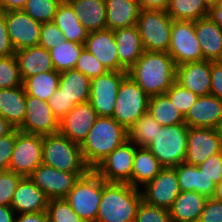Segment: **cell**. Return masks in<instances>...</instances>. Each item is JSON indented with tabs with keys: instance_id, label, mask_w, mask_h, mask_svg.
Masks as SVG:
<instances>
[{
	"instance_id": "obj_53",
	"label": "cell",
	"mask_w": 222,
	"mask_h": 222,
	"mask_svg": "<svg viewBox=\"0 0 222 222\" xmlns=\"http://www.w3.org/2000/svg\"><path fill=\"white\" fill-rule=\"evenodd\" d=\"M216 184L198 169L197 193H201L207 198H211Z\"/></svg>"
},
{
	"instance_id": "obj_50",
	"label": "cell",
	"mask_w": 222,
	"mask_h": 222,
	"mask_svg": "<svg viewBox=\"0 0 222 222\" xmlns=\"http://www.w3.org/2000/svg\"><path fill=\"white\" fill-rule=\"evenodd\" d=\"M198 222H222V202L208 198Z\"/></svg>"
},
{
	"instance_id": "obj_35",
	"label": "cell",
	"mask_w": 222,
	"mask_h": 222,
	"mask_svg": "<svg viewBox=\"0 0 222 222\" xmlns=\"http://www.w3.org/2000/svg\"><path fill=\"white\" fill-rule=\"evenodd\" d=\"M84 44L64 40L49 50L55 71L63 72L74 69L77 60L84 49Z\"/></svg>"
},
{
	"instance_id": "obj_15",
	"label": "cell",
	"mask_w": 222,
	"mask_h": 222,
	"mask_svg": "<svg viewBox=\"0 0 222 222\" xmlns=\"http://www.w3.org/2000/svg\"><path fill=\"white\" fill-rule=\"evenodd\" d=\"M18 130L42 136L55 134L59 132V120L48 101L26 94V115Z\"/></svg>"
},
{
	"instance_id": "obj_49",
	"label": "cell",
	"mask_w": 222,
	"mask_h": 222,
	"mask_svg": "<svg viewBox=\"0 0 222 222\" xmlns=\"http://www.w3.org/2000/svg\"><path fill=\"white\" fill-rule=\"evenodd\" d=\"M15 145V128L0 138V171L9 170L10 160Z\"/></svg>"
},
{
	"instance_id": "obj_28",
	"label": "cell",
	"mask_w": 222,
	"mask_h": 222,
	"mask_svg": "<svg viewBox=\"0 0 222 222\" xmlns=\"http://www.w3.org/2000/svg\"><path fill=\"white\" fill-rule=\"evenodd\" d=\"M107 29L113 31L137 24L140 7L137 0H105Z\"/></svg>"
},
{
	"instance_id": "obj_24",
	"label": "cell",
	"mask_w": 222,
	"mask_h": 222,
	"mask_svg": "<svg viewBox=\"0 0 222 222\" xmlns=\"http://www.w3.org/2000/svg\"><path fill=\"white\" fill-rule=\"evenodd\" d=\"M14 55L22 80L39 73L55 70L49 50L40 45L17 50Z\"/></svg>"
},
{
	"instance_id": "obj_32",
	"label": "cell",
	"mask_w": 222,
	"mask_h": 222,
	"mask_svg": "<svg viewBox=\"0 0 222 222\" xmlns=\"http://www.w3.org/2000/svg\"><path fill=\"white\" fill-rule=\"evenodd\" d=\"M91 79L76 69L60 72L59 88L77 105L90 99Z\"/></svg>"
},
{
	"instance_id": "obj_44",
	"label": "cell",
	"mask_w": 222,
	"mask_h": 222,
	"mask_svg": "<svg viewBox=\"0 0 222 222\" xmlns=\"http://www.w3.org/2000/svg\"><path fill=\"white\" fill-rule=\"evenodd\" d=\"M134 222H171V217L168 209L149 205L142 200Z\"/></svg>"
},
{
	"instance_id": "obj_38",
	"label": "cell",
	"mask_w": 222,
	"mask_h": 222,
	"mask_svg": "<svg viewBox=\"0 0 222 222\" xmlns=\"http://www.w3.org/2000/svg\"><path fill=\"white\" fill-rule=\"evenodd\" d=\"M59 4L56 0H27L22 10L32 19L47 23L53 22Z\"/></svg>"
},
{
	"instance_id": "obj_13",
	"label": "cell",
	"mask_w": 222,
	"mask_h": 222,
	"mask_svg": "<svg viewBox=\"0 0 222 222\" xmlns=\"http://www.w3.org/2000/svg\"><path fill=\"white\" fill-rule=\"evenodd\" d=\"M140 190L145 203L169 210L181 192L176 166L163 167L159 174Z\"/></svg>"
},
{
	"instance_id": "obj_29",
	"label": "cell",
	"mask_w": 222,
	"mask_h": 222,
	"mask_svg": "<svg viewBox=\"0 0 222 222\" xmlns=\"http://www.w3.org/2000/svg\"><path fill=\"white\" fill-rule=\"evenodd\" d=\"M69 3L89 33L107 28L105 0H71Z\"/></svg>"
},
{
	"instance_id": "obj_43",
	"label": "cell",
	"mask_w": 222,
	"mask_h": 222,
	"mask_svg": "<svg viewBox=\"0 0 222 222\" xmlns=\"http://www.w3.org/2000/svg\"><path fill=\"white\" fill-rule=\"evenodd\" d=\"M23 176L13 171H0V206H10L15 190Z\"/></svg>"
},
{
	"instance_id": "obj_22",
	"label": "cell",
	"mask_w": 222,
	"mask_h": 222,
	"mask_svg": "<svg viewBox=\"0 0 222 222\" xmlns=\"http://www.w3.org/2000/svg\"><path fill=\"white\" fill-rule=\"evenodd\" d=\"M49 199L29 177H23L14 193L11 207L16 214L46 211Z\"/></svg>"
},
{
	"instance_id": "obj_26",
	"label": "cell",
	"mask_w": 222,
	"mask_h": 222,
	"mask_svg": "<svg viewBox=\"0 0 222 222\" xmlns=\"http://www.w3.org/2000/svg\"><path fill=\"white\" fill-rule=\"evenodd\" d=\"M0 115L18 129L26 115V92L23 85L0 89Z\"/></svg>"
},
{
	"instance_id": "obj_1",
	"label": "cell",
	"mask_w": 222,
	"mask_h": 222,
	"mask_svg": "<svg viewBox=\"0 0 222 222\" xmlns=\"http://www.w3.org/2000/svg\"><path fill=\"white\" fill-rule=\"evenodd\" d=\"M127 72L149 97L165 94L176 79V65L166 52L144 51Z\"/></svg>"
},
{
	"instance_id": "obj_41",
	"label": "cell",
	"mask_w": 222,
	"mask_h": 222,
	"mask_svg": "<svg viewBox=\"0 0 222 222\" xmlns=\"http://www.w3.org/2000/svg\"><path fill=\"white\" fill-rule=\"evenodd\" d=\"M176 108L185 116L198 99V95L174 82L165 93Z\"/></svg>"
},
{
	"instance_id": "obj_59",
	"label": "cell",
	"mask_w": 222,
	"mask_h": 222,
	"mask_svg": "<svg viewBox=\"0 0 222 222\" xmlns=\"http://www.w3.org/2000/svg\"><path fill=\"white\" fill-rule=\"evenodd\" d=\"M14 127L0 115V138L8 135Z\"/></svg>"
},
{
	"instance_id": "obj_4",
	"label": "cell",
	"mask_w": 222,
	"mask_h": 222,
	"mask_svg": "<svg viewBox=\"0 0 222 222\" xmlns=\"http://www.w3.org/2000/svg\"><path fill=\"white\" fill-rule=\"evenodd\" d=\"M42 164L65 172H88L80 145L58 133L43 135Z\"/></svg>"
},
{
	"instance_id": "obj_33",
	"label": "cell",
	"mask_w": 222,
	"mask_h": 222,
	"mask_svg": "<svg viewBox=\"0 0 222 222\" xmlns=\"http://www.w3.org/2000/svg\"><path fill=\"white\" fill-rule=\"evenodd\" d=\"M148 112L161 126L185 123V116L166 94L151 96Z\"/></svg>"
},
{
	"instance_id": "obj_60",
	"label": "cell",
	"mask_w": 222,
	"mask_h": 222,
	"mask_svg": "<svg viewBox=\"0 0 222 222\" xmlns=\"http://www.w3.org/2000/svg\"><path fill=\"white\" fill-rule=\"evenodd\" d=\"M211 198L222 202V180L216 184L214 193Z\"/></svg>"
},
{
	"instance_id": "obj_19",
	"label": "cell",
	"mask_w": 222,
	"mask_h": 222,
	"mask_svg": "<svg viewBox=\"0 0 222 222\" xmlns=\"http://www.w3.org/2000/svg\"><path fill=\"white\" fill-rule=\"evenodd\" d=\"M175 82L198 96L210 95L211 61L202 60L176 66Z\"/></svg>"
},
{
	"instance_id": "obj_18",
	"label": "cell",
	"mask_w": 222,
	"mask_h": 222,
	"mask_svg": "<svg viewBox=\"0 0 222 222\" xmlns=\"http://www.w3.org/2000/svg\"><path fill=\"white\" fill-rule=\"evenodd\" d=\"M97 117L98 115L89 101L79 103L59 120V133L81 145Z\"/></svg>"
},
{
	"instance_id": "obj_42",
	"label": "cell",
	"mask_w": 222,
	"mask_h": 222,
	"mask_svg": "<svg viewBox=\"0 0 222 222\" xmlns=\"http://www.w3.org/2000/svg\"><path fill=\"white\" fill-rule=\"evenodd\" d=\"M74 69L78 70L90 79L108 72L105 66L86 48L81 51Z\"/></svg>"
},
{
	"instance_id": "obj_57",
	"label": "cell",
	"mask_w": 222,
	"mask_h": 222,
	"mask_svg": "<svg viewBox=\"0 0 222 222\" xmlns=\"http://www.w3.org/2000/svg\"><path fill=\"white\" fill-rule=\"evenodd\" d=\"M209 16L222 28V0L209 9Z\"/></svg>"
},
{
	"instance_id": "obj_8",
	"label": "cell",
	"mask_w": 222,
	"mask_h": 222,
	"mask_svg": "<svg viewBox=\"0 0 222 222\" xmlns=\"http://www.w3.org/2000/svg\"><path fill=\"white\" fill-rule=\"evenodd\" d=\"M149 96L127 75L119 86L112 117L127 130L148 112Z\"/></svg>"
},
{
	"instance_id": "obj_54",
	"label": "cell",
	"mask_w": 222,
	"mask_h": 222,
	"mask_svg": "<svg viewBox=\"0 0 222 222\" xmlns=\"http://www.w3.org/2000/svg\"><path fill=\"white\" fill-rule=\"evenodd\" d=\"M15 222H48L46 211L16 214Z\"/></svg>"
},
{
	"instance_id": "obj_63",
	"label": "cell",
	"mask_w": 222,
	"mask_h": 222,
	"mask_svg": "<svg viewBox=\"0 0 222 222\" xmlns=\"http://www.w3.org/2000/svg\"><path fill=\"white\" fill-rule=\"evenodd\" d=\"M58 1L59 3H69L71 0H56Z\"/></svg>"
},
{
	"instance_id": "obj_52",
	"label": "cell",
	"mask_w": 222,
	"mask_h": 222,
	"mask_svg": "<svg viewBox=\"0 0 222 222\" xmlns=\"http://www.w3.org/2000/svg\"><path fill=\"white\" fill-rule=\"evenodd\" d=\"M210 95L222 100V61H211Z\"/></svg>"
},
{
	"instance_id": "obj_36",
	"label": "cell",
	"mask_w": 222,
	"mask_h": 222,
	"mask_svg": "<svg viewBox=\"0 0 222 222\" xmlns=\"http://www.w3.org/2000/svg\"><path fill=\"white\" fill-rule=\"evenodd\" d=\"M166 12L173 20L197 21L209 16L202 0H170Z\"/></svg>"
},
{
	"instance_id": "obj_23",
	"label": "cell",
	"mask_w": 222,
	"mask_h": 222,
	"mask_svg": "<svg viewBox=\"0 0 222 222\" xmlns=\"http://www.w3.org/2000/svg\"><path fill=\"white\" fill-rule=\"evenodd\" d=\"M195 35L203 60L222 61V28L210 16L195 21Z\"/></svg>"
},
{
	"instance_id": "obj_2",
	"label": "cell",
	"mask_w": 222,
	"mask_h": 222,
	"mask_svg": "<svg viewBox=\"0 0 222 222\" xmlns=\"http://www.w3.org/2000/svg\"><path fill=\"white\" fill-rule=\"evenodd\" d=\"M141 201L139 188L102 179V196L96 222H134Z\"/></svg>"
},
{
	"instance_id": "obj_3",
	"label": "cell",
	"mask_w": 222,
	"mask_h": 222,
	"mask_svg": "<svg viewBox=\"0 0 222 222\" xmlns=\"http://www.w3.org/2000/svg\"><path fill=\"white\" fill-rule=\"evenodd\" d=\"M128 140V130L113 117L98 116L80 145L85 163L94 169L116 147Z\"/></svg>"
},
{
	"instance_id": "obj_45",
	"label": "cell",
	"mask_w": 222,
	"mask_h": 222,
	"mask_svg": "<svg viewBox=\"0 0 222 222\" xmlns=\"http://www.w3.org/2000/svg\"><path fill=\"white\" fill-rule=\"evenodd\" d=\"M176 174L181 191L197 192L198 167L185 162L176 166Z\"/></svg>"
},
{
	"instance_id": "obj_5",
	"label": "cell",
	"mask_w": 222,
	"mask_h": 222,
	"mask_svg": "<svg viewBox=\"0 0 222 222\" xmlns=\"http://www.w3.org/2000/svg\"><path fill=\"white\" fill-rule=\"evenodd\" d=\"M188 129L186 123L162 126L147 146L163 167H175L185 161Z\"/></svg>"
},
{
	"instance_id": "obj_27",
	"label": "cell",
	"mask_w": 222,
	"mask_h": 222,
	"mask_svg": "<svg viewBox=\"0 0 222 222\" xmlns=\"http://www.w3.org/2000/svg\"><path fill=\"white\" fill-rule=\"evenodd\" d=\"M207 199L195 191H181L169 209L171 222H198Z\"/></svg>"
},
{
	"instance_id": "obj_47",
	"label": "cell",
	"mask_w": 222,
	"mask_h": 222,
	"mask_svg": "<svg viewBox=\"0 0 222 222\" xmlns=\"http://www.w3.org/2000/svg\"><path fill=\"white\" fill-rule=\"evenodd\" d=\"M48 104L52 113L58 118V120H61L76 105L73 100H70L59 87L50 96Z\"/></svg>"
},
{
	"instance_id": "obj_37",
	"label": "cell",
	"mask_w": 222,
	"mask_h": 222,
	"mask_svg": "<svg viewBox=\"0 0 222 222\" xmlns=\"http://www.w3.org/2000/svg\"><path fill=\"white\" fill-rule=\"evenodd\" d=\"M162 126L149 112L144 113L128 130V140L137 147H147Z\"/></svg>"
},
{
	"instance_id": "obj_11",
	"label": "cell",
	"mask_w": 222,
	"mask_h": 222,
	"mask_svg": "<svg viewBox=\"0 0 222 222\" xmlns=\"http://www.w3.org/2000/svg\"><path fill=\"white\" fill-rule=\"evenodd\" d=\"M127 75V71H108L91 79L89 102L98 116L112 117L119 86Z\"/></svg>"
},
{
	"instance_id": "obj_51",
	"label": "cell",
	"mask_w": 222,
	"mask_h": 222,
	"mask_svg": "<svg viewBox=\"0 0 222 222\" xmlns=\"http://www.w3.org/2000/svg\"><path fill=\"white\" fill-rule=\"evenodd\" d=\"M15 50L8 35L5 12L0 11V57L14 55Z\"/></svg>"
},
{
	"instance_id": "obj_40",
	"label": "cell",
	"mask_w": 222,
	"mask_h": 222,
	"mask_svg": "<svg viewBox=\"0 0 222 222\" xmlns=\"http://www.w3.org/2000/svg\"><path fill=\"white\" fill-rule=\"evenodd\" d=\"M48 222H85L64 199H51L46 209Z\"/></svg>"
},
{
	"instance_id": "obj_61",
	"label": "cell",
	"mask_w": 222,
	"mask_h": 222,
	"mask_svg": "<svg viewBox=\"0 0 222 222\" xmlns=\"http://www.w3.org/2000/svg\"><path fill=\"white\" fill-rule=\"evenodd\" d=\"M202 1L210 9L212 6L217 4L220 0H202Z\"/></svg>"
},
{
	"instance_id": "obj_9",
	"label": "cell",
	"mask_w": 222,
	"mask_h": 222,
	"mask_svg": "<svg viewBox=\"0 0 222 222\" xmlns=\"http://www.w3.org/2000/svg\"><path fill=\"white\" fill-rule=\"evenodd\" d=\"M43 136L22 132L15 128V145L9 170L29 177L42 164Z\"/></svg>"
},
{
	"instance_id": "obj_16",
	"label": "cell",
	"mask_w": 222,
	"mask_h": 222,
	"mask_svg": "<svg viewBox=\"0 0 222 222\" xmlns=\"http://www.w3.org/2000/svg\"><path fill=\"white\" fill-rule=\"evenodd\" d=\"M5 20L15 51L39 45L42 23L32 19L23 10L5 12Z\"/></svg>"
},
{
	"instance_id": "obj_21",
	"label": "cell",
	"mask_w": 222,
	"mask_h": 222,
	"mask_svg": "<svg viewBox=\"0 0 222 222\" xmlns=\"http://www.w3.org/2000/svg\"><path fill=\"white\" fill-rule=\"evenodd\" d=\"M188 127L222 129V100L213 95L199 96L185 115Z\"/></svg>"
},
{
	"instance_id": "obj_25",
	"label": "cell",
	"mask_w": 222,
	"mask_h": 222,
	"mask_svg": "<svg viewBox=\"0 0 222 222\" xmlns=\"http://www.w3.org/2000/svg\"><path fill=\"white\" fill-rule=\"evenodd\" d=\"M118 59L126 69H130L144 53L141 37L136 25L114 31Z\"/></svg>"
},
{
	"instance_id": "obj_6",
	"label": "cell",
	"mask_w": 222,
	"mask_h": 222,
	"mask_svg": "<svg viewBox=\"0 0 222 222\" xmlns=\"http://www.w3.org/2000/svg\"><path fill=\"white\" fill-rule=\"evenodd\" d=\"M172 24L173 19L164 10H140L136 26L144 51L168 53Z\"/></svg>"
},
{
	"instance_id": "obj_34",
	"label": "cell",
	"mask_w": 222,
	"mask_h": 222,
	"mask_svg": "<svg viewBox=\"0 0 222 222\" xmlns=\"http://www.w3.org/2000/svg\"><path fill=\"white\" fill-rule=\"evenodd\" d=\"M59 79L60 72L53 70L25 78L22 85L27 95L48 101L58 89Z\"/></svg>"
},
{
	"instance_id": "obj_7",
	"label": "cell",
	"mask_w": 222,
	"mask_h": 222,
	"mask_svg": "<svg viewBox=\"0 0 222 222\" xmlns=\"http://www.w3.org/2000/svg\"><path fill=\"white\" fill-rule=\"evenodd\" d=\"M101 196L102 178L90 169L77 180L64 199L83 221L96 222Z\"/></svg>"
},
{
	"instance_id": "obj_10",
	"label": "cell",
	"mask_w": 222,
	"mask_h": 222,
	"mask_svg": "<svg viewBox=\"0 0 222 222\" xmlns=\"http://www.w3.org/2000/svg\"><path fill=\"white\" fill-rule=\"evenodd\" d=\"M168 54L176 66L203 60L195 35V21L173 20Z\"/></svg>"
},
{
	"instance_id": "obj_46",
	"label": "cell",
	"mask_w": 222,
	"mask_h": 222,
	"mask_svg": "<svg viewBox=\"0 0 222 222\" xmlns=\"http://www.w3.org/2000/svg\"><path fill=\"white\" fill-rule=\"evenodd\" d=\"M65 40L63 32L54 22L42 23L39 45L47 50L54 48Z\"/></svg>"
},
{
	"instance_id": "obj_58",
	"label": "cell",
	"mask_w": 222,
	"mask_h": 222,
	"mask_svg": "<svg viewBox=\"0 0 222 222\" xmlns=\"http://www.w3.org/2000/svg\"><path fill=\"white\" fill-rule=\"evenodd\" d=\"M16 213L11 206H0V222H15Z\"/></svg>"
},
{
	"instance_id": "obj_62",
	"label": "cell",
	"mask_w": 222,
	"mask_h": 222,
	"mask_svg": "<svg viewBox=\"0 0 222 222\" xmlns=\"http://www.w3.org/2000/svg\"><path fill=\"white\" fill-rule=\"evenodd\" d=\"M220 152L222 155V129H220Z\"/></svg>"
},
{
	"instance_id": "obj_17",
	"label": "cell",
	"mask_w": 222,
	"mask_h": 222,
	"mask_svg": "<svg viewBox=\"0 0 222 222\" xmlns=\"http://www.w3.org/2000/svg\"><path fill=\"white\" fill-rule=\"evenodd\" d=\"M220 152V130L189 127L185 163L198 166Z\"/></svg>"
},
{
	"instance_id": "obj_20",
	"label": "cell",
	"mask_w": 222,
	"mask_h": 222,
	"mask_svg": "<svg viewBox=\"0 0 222 222\" xmlns=\"http://www.w3.org/2000/svg\"><path fill=\"white\" fill-rule=\"evenodd\" d=\"M84 47L93 54L108 71H127L119 62L113 30L106 28L89 33Z\"/></svg>"
},
{
	"instance_id": "obj_56",
	"label": "cell",
	"mask_w": 222,
	"mask_h": 222,
	"mask_svg": "<svg viewBox=\"0 0 222 222\" xmlns=\"http://www.w3.org/2000/svg\"><path fill=\"white\" fill-rule=\"evenodd\" d=\"M27 0H0V11L22 10Z\"/></svg>"
},
{
	"instance_id": "obj_12",
	"label": "cell",
	"mask_w": 222,
	"mask_h": 222,
	"mask_svg": "<svg viewBox=\"0 0 222 222\" xmlns=\"http://www.w3.org/2000/svg\"><path fill=\"white\" fill-rule=\"evenodd\" d=\"M137 146L127 140L116 147L93 170L106 182L131 185L133 159Z\"/></svg>"
},
{
	"instance_id": "obj_39",
	"label": "cell",
	"mask_w": 222,
	"mask_h": 222,
	"mask_svg": "<svg viewBox=\"0 0 222 222\" xmlns=\"http://www.w3.org/2000/svg\"><path fill=\"white\" fill-rule=\"evenodd\" d=\"M22 83L15 55L0 57V89L22 86Z\"/></svg>"
},
{
	"instance_id": "obj_55",
	"label": "cell",
	"mask_w": 222,
	"mask_h": 222,
	"mask_svg": "<svg viewBox=\"0 0 222 222\" xmlns=\"http://www.w3.org/2000/svg\"><path fill=\"white\" fill-rule=\"evenodd\" d=\"M141 10L160 9L166 11L170 0H137Z\"/></svg>"
},
{
	"instance_id": "obj_31",
	"label": "cell",
	"mask_w": 222,
	"mask_h": 222,
	"mask_svg": "<svg viewBox=\"0 0 222 222\" xmlns=\"http://www.w3.org/2000/svg\"><path fill=\"white\" fill-rule=\"evenodd\" d=\"M53 22L63 32L65 40L85 44L89 32L79 21L70 3H60Z\"/></svg>"
},
{
	"instance_id": "obj_48",
	"label": "cell",
	"mask_w": 222,
	"mask_h": 222,
	"mask_svg": "<svg viewBox=\"0 0 222 222\" xmlns=\"http://www.w3.org/2000/svg\"><path fill=\"white\" fill-rule=\"evenodd\" d=\"M203 174L215 184L222 180V155L221 152L211 155L206 161L197 166Z\"/></svg>"
},
{
	"instance_id": "obj_14",
	"label": "cell",
	"mask_w": 222,
	"mask_h": 222,
	"mask_svg": "<svg viewBox=\"0 0 222 222\" xmlns=\"http://www.w3.org/2000/svg\"><path fill=\"white\" fill-rule=\"evenodd\" d=\"M85 173L87 172H65L40 164L29 178L51 200L65 198Z\"/></svg>"
},
{
	"instance_id": "obj_30",
	"label": "cell",
	"mask_w": 222,
	"mask_h": 222,
	"mask_svg": "<svg viewBox=\"0 0 222 222\" xmlns=\"http://www.w3.org/2000/svg\"><path fill=\"white\" fill-rule=\"evenodd\" d=\"M163 166L148 147H137L133 159L131 186L142 188L153 180Z\"/></svg>"
}]
</instances>
